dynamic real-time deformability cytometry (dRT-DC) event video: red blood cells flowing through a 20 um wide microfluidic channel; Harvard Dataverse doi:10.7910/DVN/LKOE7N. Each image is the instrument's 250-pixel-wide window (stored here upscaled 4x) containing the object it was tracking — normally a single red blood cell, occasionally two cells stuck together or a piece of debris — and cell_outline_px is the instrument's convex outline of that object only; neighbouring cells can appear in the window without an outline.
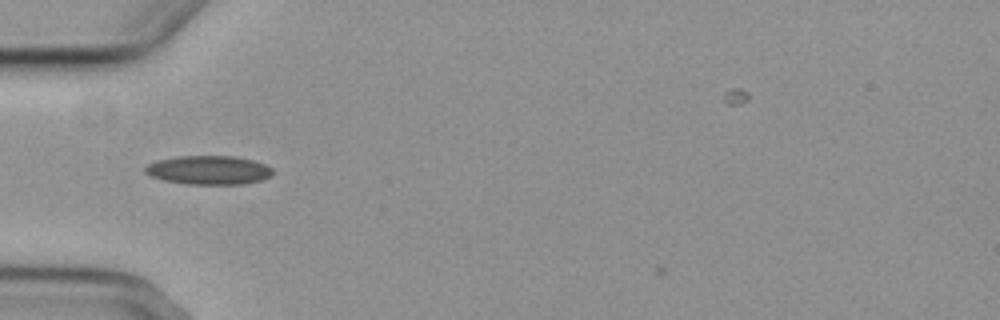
{"species": "common noctule bat (a hibernating species)", "species_latin": "Nyctalus noctula", "temperature_condition": "cold", "stored_images_in_passage": 3, "camera_frame_rate_fps": 3000, "um_per_image_px": 0.085, "animal": {"sex": "female", "body_mass_g": 29.2, "forearm_length_mm": 56.3}, "frame": {"image": 1, "passage_image": 1, "time_ms": 0.0, "image_size_px": [1000, 320], "cell_outline_px": [[272, 176], [260, 180], [244, 184], [188, 184], [164, 180], [152, 176], [144, 172], [144, 168], [148, 164], [156, 160], [176, 156], [236, 156], [252, 160], [264, 164], [272, 168]], "centroid_in_image_um": [17.73, 14.45], "position_along_channel_um": 67.3, "area_um2": 21.44}}
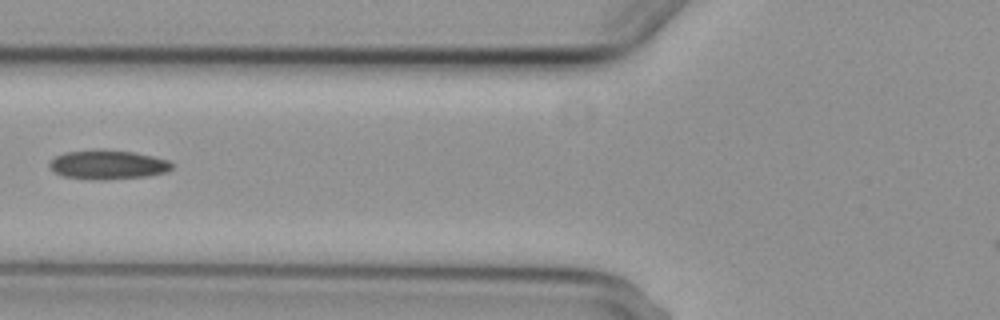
{"frame": {"image": 2, "passage_image": 2, "time_ms": 1.333, "image_size_px": [1000, 320], "cell_outline_px": [[172, 168], [168, 172], [148, 176], [108, 180], [92, 180], [64, 176], [52, 172], [48, 168], [48, 164], [56, 156], [64, 152], [100, 148], [132, 152], [152, 156], [168, 160], [172, 164]], "centroid_in_image_um": [9.13, 14.0], "position_along_channel_um": 116.7, "area_um2": 21.27}}
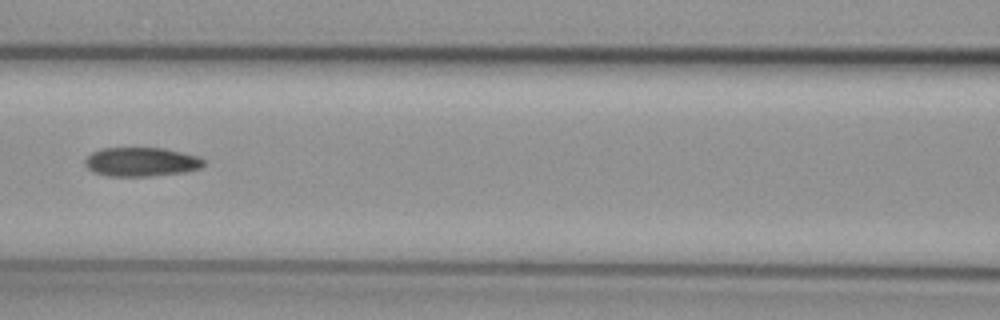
{"frame": {"image": 3, "passage_image": 3, "time_ms": 2.333, "image_size_px": [1000, 320], "cell_outline_px": [[204, 164], [200, 168], [184, 172], [148, 176], [108, 176], [92, 172], [84, 164], [84, 160], [92, 152], [100, 148], [164, 148], [196, 156], [204, 160]], "centroid_in_image_um": [11.95, 13.76], "position_along_channel_um": 154.6, "area_um2": 20.0}}